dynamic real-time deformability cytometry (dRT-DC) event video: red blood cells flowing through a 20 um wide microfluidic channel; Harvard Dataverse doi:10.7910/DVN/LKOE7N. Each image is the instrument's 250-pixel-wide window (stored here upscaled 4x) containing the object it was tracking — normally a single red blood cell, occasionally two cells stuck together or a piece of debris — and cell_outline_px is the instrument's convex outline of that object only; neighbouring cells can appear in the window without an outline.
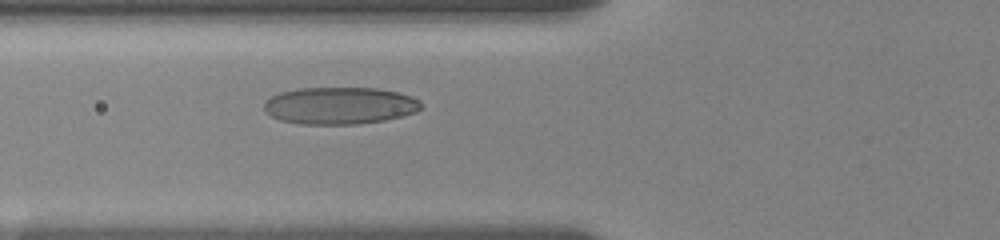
{"species": "human", "species_latin": "Homo sapiens", "temperature_condition": "room temperature", "stored_images_in_passage": 6, "camera_frame_rate_fps": 3000, "um_per_image_px": 0.085, "donor": {"sex": "female"}, "frame": {"image": 1, "passage_image": 6, "time_ms": 4.333, "image_size_px": [1000, 240], "cell_outline_px": [[420, 108], [416, 112], [384, 120], [356, 124], [304, 124], [280, 120], [272, 116], [264, 108], [264, 104], [272, 96], [280, 92], [300, 88], [376, 88], [396, 92], [412, 96], [420, 100]], "centroid_in_image_um": [28.89, 8.97], "position_along_channel_um": 96.9, "area_um2": 33.64}}